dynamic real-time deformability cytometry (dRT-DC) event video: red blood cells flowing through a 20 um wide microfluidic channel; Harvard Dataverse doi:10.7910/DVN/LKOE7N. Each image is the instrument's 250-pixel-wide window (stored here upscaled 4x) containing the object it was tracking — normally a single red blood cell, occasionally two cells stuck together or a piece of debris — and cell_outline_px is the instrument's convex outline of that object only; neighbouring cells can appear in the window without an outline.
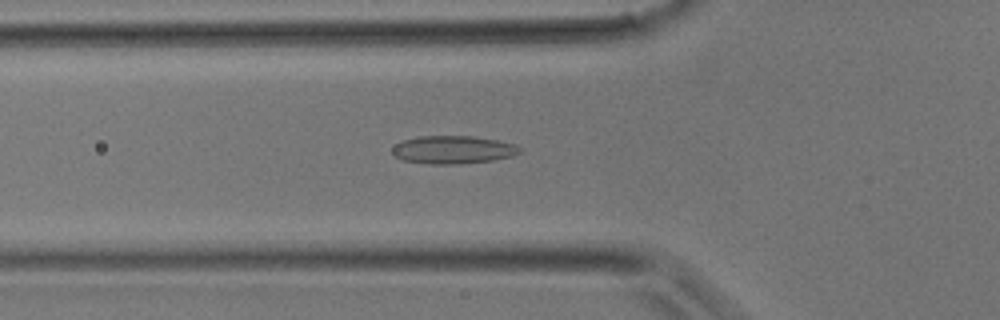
{"species": "common noctule bat (a hibernating species)", "species_latin": "Nyctalus noctula", "temperature_condition": "room temperature", "stored_images_in_passage": 33, "camera_frame_rate_fps": 3000, "um_per_image_px": 0.085, "animal": {"sex": "male", "body_mass_g": 17.9}, "frame": {"image": 1, "passage_image": 8, "time_ms": 2.333, "image_size_px": [1000, 320], "cell_outline_px": [[520, 152], [512, 156], [492, 160], [460, 164], [428, 164], [400, 160], [392, 152], [392, 148], [396, 144], [404, 140], [420, 136], [472, 136], [500, 140], [516, 144], [520, 148]], "centroid_in_image_um": [38.51, 12.73], "position_along_channel_um": 87.3, "area_um2": 20.87}}
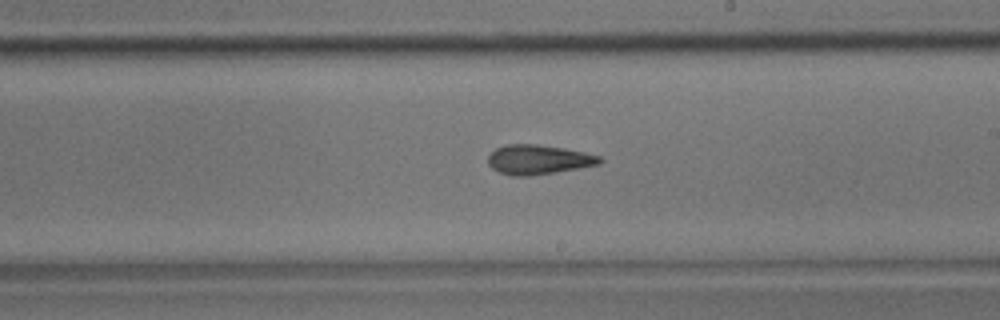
{"frame": {"image": 2, "passage_image": 17, "time_ms": 5.333, "image_size_px": [1000, 320], "cell_outline_px": [[604, 160], [600, 164], [580, 168], [556, 172], [528, 176], [512, 176], [500, 172], [492, 168], [488, 164], [488, 156], [496, 148], [504, 144], [536, 144], [564, 148], [584, 152], [600, 156]], "centroid_in_image_um": [45.77, 13.56], "position_along_channel_um": 243.2, "area_um2": 19.31}}
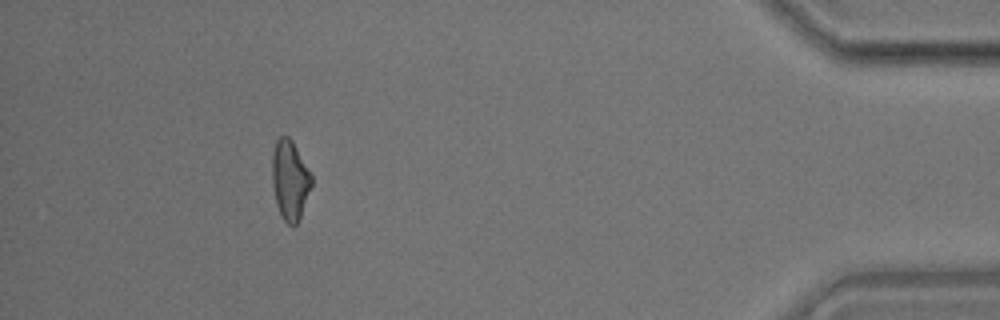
{"frame": {"image": 3, "passage_image": 30, "time_ms": 9.667, "image_size_px": [1000, 320], "cell_outline_px": [[312, 184], [300, 216], [296, 224], [292, 228], [280, 216], [276, 204], [272, 184], [272, 152], [276, 140], [280, 136], [288, 136], [292, 140], [312, 176]], "centroid_in_image_um": [24.62, 15.31], "position_along_channel_um": 410.6, "area_um2": 18.26}}